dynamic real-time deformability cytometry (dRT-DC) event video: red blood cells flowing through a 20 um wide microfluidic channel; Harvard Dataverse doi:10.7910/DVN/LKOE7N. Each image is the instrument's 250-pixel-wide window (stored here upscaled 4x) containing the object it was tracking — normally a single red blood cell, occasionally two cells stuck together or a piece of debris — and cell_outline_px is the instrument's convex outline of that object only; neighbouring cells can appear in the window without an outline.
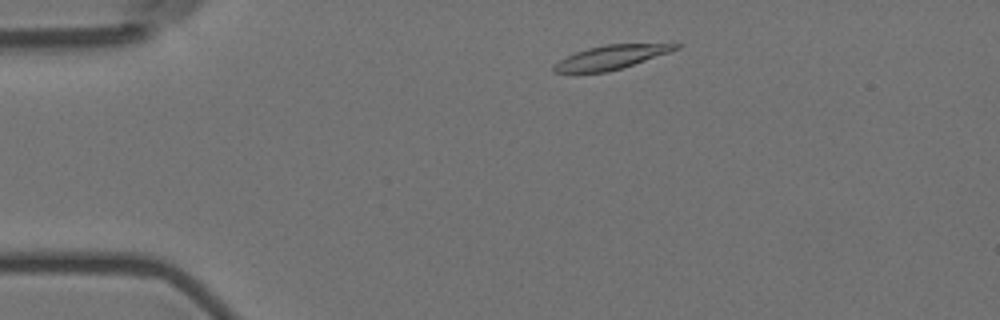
{"species": "Egyptian fruit bat (a non-hibernating species)", "species_latin": "Rousettus aegyptiacus", "temperature_condition": "room temperature", "stored_images_in_passage": 51, "camera_frame_rate_fps": 3000, "um_per_image_px": 0.085, "animal": {"sex": "female"}, "frame": {"image": 1, "passage_image": 5, "time_ms": 1.333, "image_size_px": [1000, 320], "cell_outline_px": [[680, 48], [608, 72], [552, 72], [552, 64], [576, 52], [588, 48], [608, 44], [680, 44]], "centroid_in_image_um": [51.87, 4.87], "position_along_channel_um": 33.1, "area_um2": 16.42}}
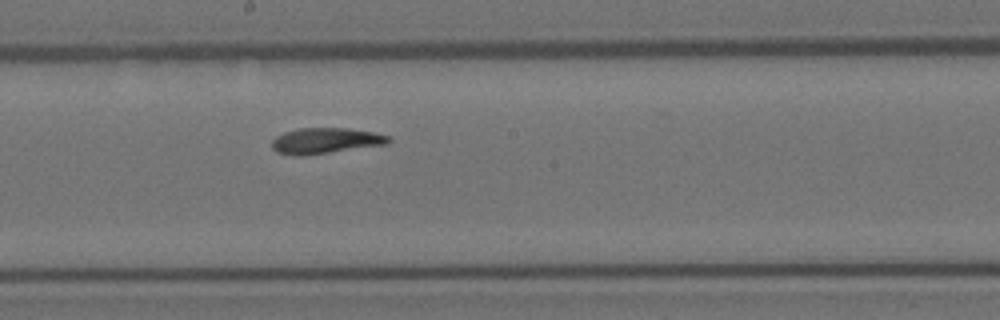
{"frame": {"image": 2, "passage_image": 25, "time_ms": 8.0, "image_size_px": [1000, 320], "cell_outline_px": [[392, 140], [388, 144], [304, 156], [292, 156], [276, 152], [272, 148], [272, 140], [276, 136], [284, 132], [300, 128], [348, 128], [372, 132], [388, 136]], "centroid_in_image_um": [27.64, 11.97], "position_along_channel_um": 220.6, "area_um2": 17.63}}
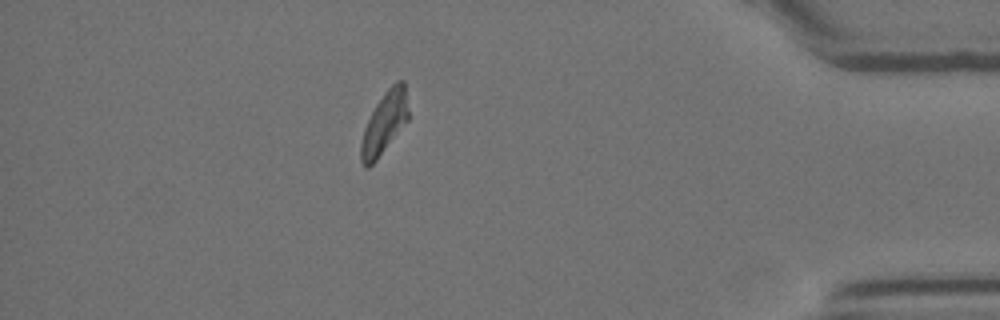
{"frame": {"image": 3, "passage_image": 44, "time_ms": 14.333, "image_size_px": [1000, 320], "cell_outline_px": [[408, 120], [376, 160], [368, 168], [364, 168], [360, 160], [360, 144], [364, 128], [376, 104], [384, 92], [396, 80], [404, 80], [408, 108]], "centroid_in_image_um": [32.66, 10.45], "position_along_channel_um": 402.5, "area_um2": 16.99}, "authors_computed_cell_mechanics": {"area_um2": 17.629, "velocity_mm_per_s": 3.5348, "shape_relaxation_time_tau1_ms": 6.242, "shape_relaxation_time_tau2_ms": 4.8296, "deformation_change_tau1": 0.1869, "deformation_change_tau2": 0.1128}}